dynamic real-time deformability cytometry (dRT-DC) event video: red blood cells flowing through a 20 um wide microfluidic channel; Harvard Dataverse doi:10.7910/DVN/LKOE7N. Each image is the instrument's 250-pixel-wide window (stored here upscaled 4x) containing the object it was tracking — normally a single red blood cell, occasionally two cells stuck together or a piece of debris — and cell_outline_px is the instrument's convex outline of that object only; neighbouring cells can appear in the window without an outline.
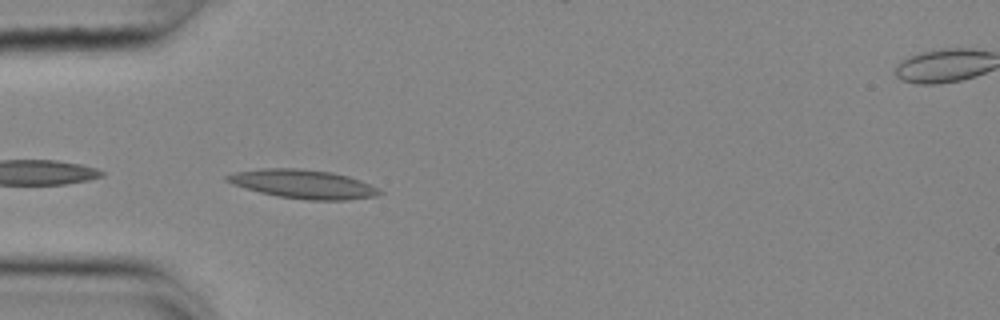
{"species": "common noctule bat (a hibernating species)", "species_latin": "Nyctalus noctula", "temperature_condition": "cold", "stored_images_in_passage": 27, "camera_frame_rate_fps": 3000, "um_per_image_px": 0.085, "animal": {"sex": "female", "body_mass_g": 25.1}, "frame": {"image": 1, "passage_image": 2, "time_ms": 0.333, "image_size_px": [1000, 320], "cell_outline_px": [[384, 192], [376, 196], [348, 200], [308, 200], [276, 196], [244, 188], [232, 184], [224, 180], [224, 176], [236, 172], [260, 168], [300, 168], [332, 172], [348, 176], [360, 180], [380, 188]], "centroid_in_image_um": [25.78, 15.64], "position_along_channel_um": 59.2, "area_um2": 25.84}}
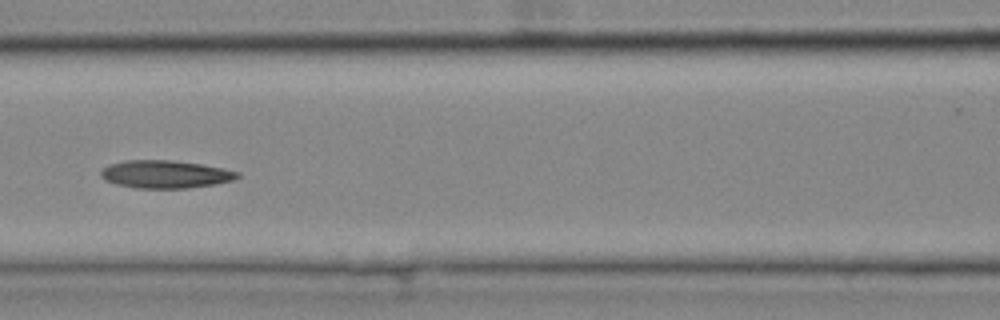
{"frame": {"image": 2, "passage_image": 10, "time_ms": 3.0, "image_size_px": [1000, 320], "cell_outline_px": [[240, 176], [232, 180], [216, 184], [184, 188], [136, 188], [116, 184], [104, 180], [100, 176], [100, 172], [108, 164], [128, 160], [172, 160], [200, 164], [224, 168], [240, 172]], "centroid_in_image_um": [14.04, 14.81], "position_along_channel_um": 152.6, "area_um2": 22.14}}
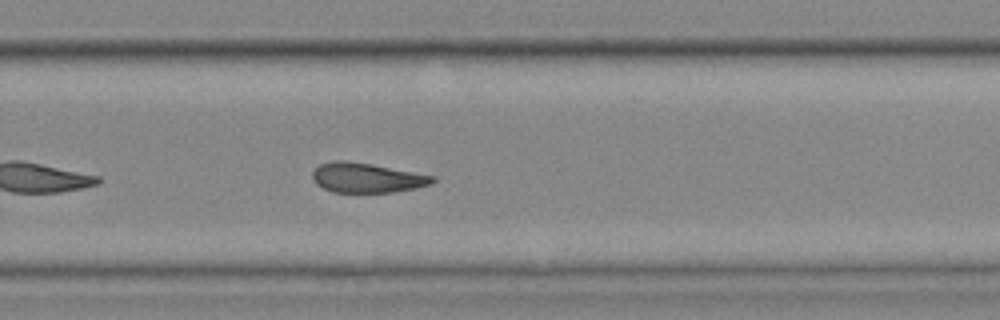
{"frame": {"image": 3, "passage_image": 22, "time_ms": 7.0, "image_size_px": [1000, 320], "cell_outline_px": [[436, 180], [432, 184], [416, 188], [392, 192], [332, 192], [316, 184], [312, 176], [312, 172], [320, 164], [332, 160], [340, 160], [372, 164], [436, 176]], "centroid_in_image_um": [31.19, 15.11], "position_along_channel_um": 298.6, "area_um2": 20.81}}